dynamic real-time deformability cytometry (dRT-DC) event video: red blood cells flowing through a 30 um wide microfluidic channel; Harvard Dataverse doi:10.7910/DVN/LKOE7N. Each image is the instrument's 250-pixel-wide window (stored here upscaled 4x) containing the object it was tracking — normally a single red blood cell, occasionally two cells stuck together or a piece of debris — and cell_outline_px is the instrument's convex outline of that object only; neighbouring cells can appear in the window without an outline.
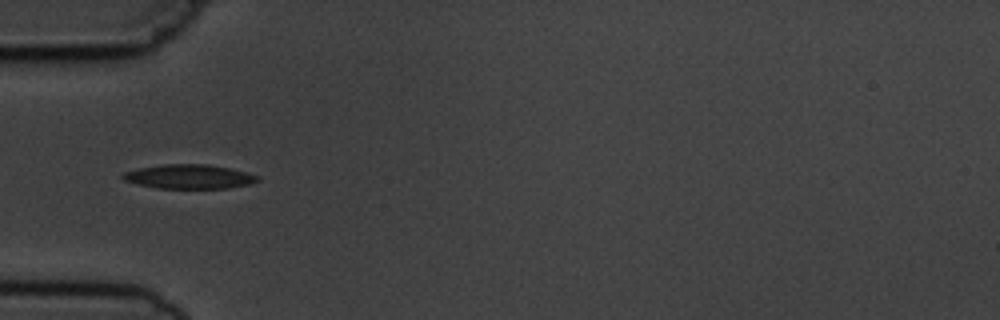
{"species": "common noctule bat (a hibernating species)", "species_latin": "Nyctalus noctula", "temperature_condition": "cold", "stored_images_in_passage": 4, "camera_frame_rate_fps": 3000, "um_per_image_px": 0.085, "animal": {"sex": "male", "body_mass_g": 19.5, "forearm_length_mm": 54.6}, "frame": {"image": 1, "passage_image": 2, "time_ms": 1.0, "image_size_px": [1000, 320], "cell_outline_px": [[260, 180], [248, 184], [228, 188], [156, 188], [136, 184], [124, 180], [120, 176], [124, 172], [140, 168], [164, 164], [208, 164], [232, 168], [260, 176]], "centroid_in_image_um": [16.08, 15.01], "position_along_channel_um": 68.9, "area_um2": 19.07}}
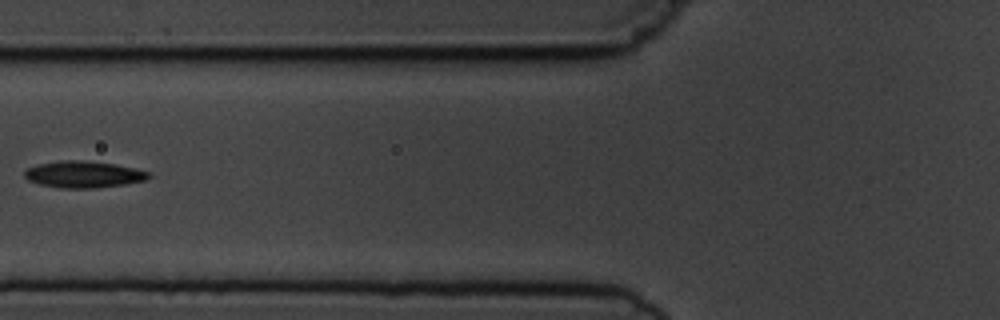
{"frame": {"image": 2, "passage_image": 3, "time_ms": 2.333, "image_size_px": [1000, 320], "cell_outline_px": [[152, 176], [144, 180], [124, 184], [96, 188], [60, 188], [40, 184], [28, 180], [24, 176], [24, 172], [28, 168], [36, 164], [60, 160], [80, 160], [116, 164], [136, 168], [148, 172]], "centroid_in_image_um": [7.08, 14.82], "position_along_channel_um": 118.7, "area_um2": 19.31}}
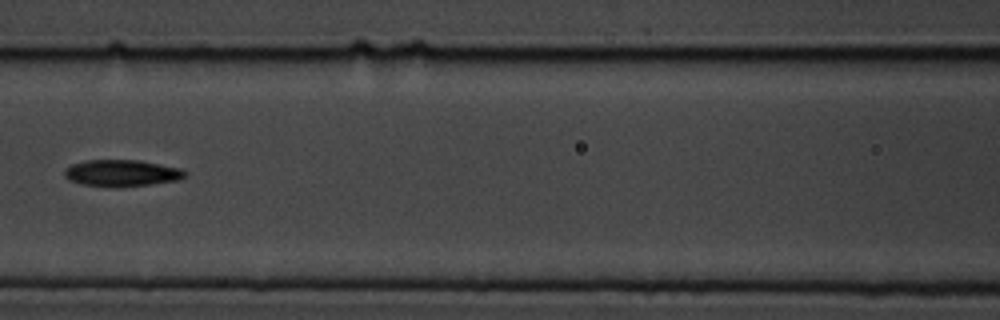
{"frame": {"image": 3, "passage_image": 4, "time_ms": 3.333, "image_size_px": [1000, 320], "cell_outline_px": [[188, 172], [180, 180], [152, 184], [120, 188], [116, 188], [80, 184], [68, 180], [64, 176], [64, 168], [72, 164], [84, 160], [140, 160], [180, 168]], "centroid_in_image_um": [10.32, 14.72], "position_along_channel_um": 156.3, "area_um2": 19.13}}